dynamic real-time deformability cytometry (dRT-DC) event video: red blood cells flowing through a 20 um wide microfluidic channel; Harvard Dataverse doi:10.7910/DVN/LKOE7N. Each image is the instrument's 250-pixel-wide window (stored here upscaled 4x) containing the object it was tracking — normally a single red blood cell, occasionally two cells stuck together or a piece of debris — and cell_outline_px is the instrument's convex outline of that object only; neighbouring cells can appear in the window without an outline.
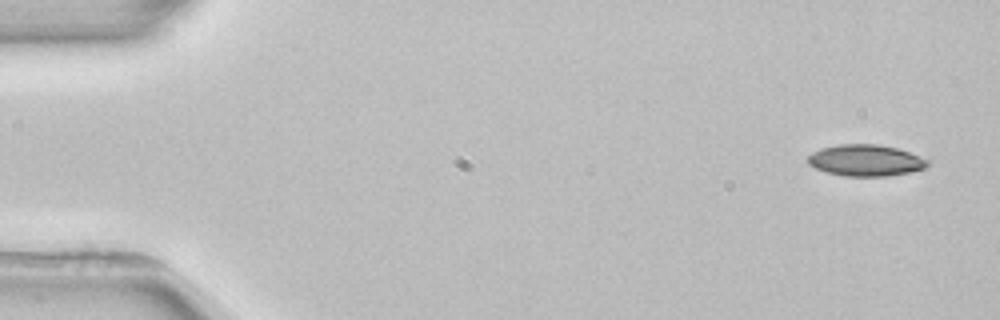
{"species": "common noctule bat (a hibernating species)", "species_latin": "Nyctalus noctula", "temperature_condition": "room temperature", "stored_images_in_passage": 4, "camera_frame_rate_fps": 3000, "um_per_image_px": 0.085, "animal": {"sex": "female", "body_mass_g": 22.7, "forearm_length_mm": 54.2}, "frame": {"image": 1, "passage_image": 1, "time_ms": 0.0, "image_size_px": [1000, 320], "cell_outline_px": [[932, 160], [924, 168], [908, 172], [888, 176], [844, 176], [824, 172], [808, 164], [808, 156], [812, 152], [820, 148], [836, 144], [876, 144], [896, 148]], "centroid_in_image_um": [73.55, 13.63], "position_along_channel_um": 11.4, "area_um2": 22.02}}